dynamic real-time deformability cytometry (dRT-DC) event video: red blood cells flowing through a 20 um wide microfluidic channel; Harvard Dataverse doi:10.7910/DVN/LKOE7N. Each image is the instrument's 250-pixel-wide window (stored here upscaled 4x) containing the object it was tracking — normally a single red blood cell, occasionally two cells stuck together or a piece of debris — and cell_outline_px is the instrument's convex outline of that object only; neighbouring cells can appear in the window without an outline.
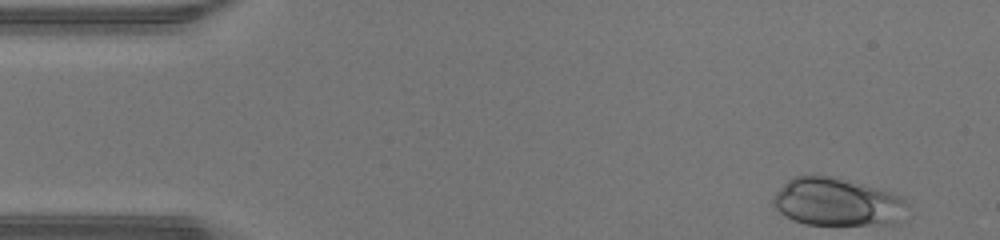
{"species": "human", "species_latin": "Homo sapiens", "temperature_condition": "warm", "stored_images_in_passage": 35, "camera_frame_rate_fps": 3000, "um_per_image_px": 0.085, "donor": {"sex": "male"}, "frame": {"image": 1, "passage_image": 1, "time_ms": 0.0, "image_size_px": [1000, 240], "cell_outline_px": [[912, 216], [900, 224], [804, 224], [792, 220], [784, 216], [776, 208], [772, 200], [772, 196], [792, 176], [840, 176], [900, 196], [908, 204]], "centroid_in_image_um": [71.26, 17.19], "position_along_channel_um": 13.7, "area_um2": 38.26}}
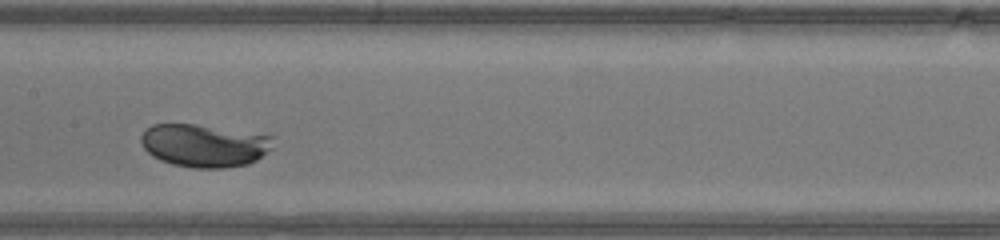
{"frame": {"image": 2, "passage_image": 21, "time_ms": 6.667, "image_size_px": [1000, 240], "cell_outline_px": [[276, 136], [272, 148], [256, 160], [248, 164], [228, 168], [192, 168], [172, 164], [160, 160], [152, 156], [144, 148], [140, 140], [140, 136], [152, 124], [196, 124]], "centroid_in_image_um": [17.39, 12.37], "position_along_channel_um": 190.0, "area_um2": 33.23}}
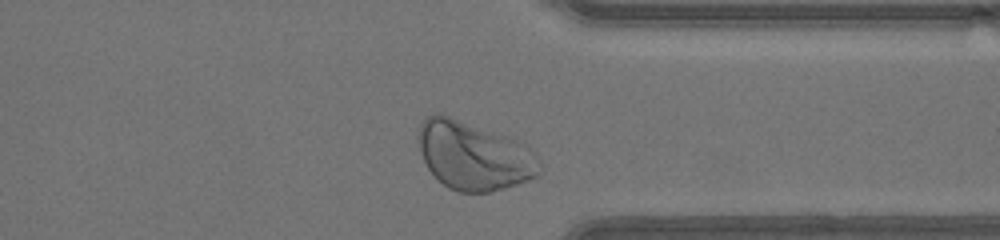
{"frame": {"image": 3, "passage_image": 34, "time_ms": 11.0, "image_size_px": [1000, 240], "cell_outline_px": [[544, 164], [540, 176], [504, 188], [488, 192], [460, 192], [448, 188], [436, 180], [428, 168], [420, 152], [416, 140], [416, 136], [420, 124], [428, 116], [436, 112], [440, 112], [516, 140], [524, 144]], "centroid_in_image_um": [40.25, 13.24], "position_along_channel_um": 371.1, "area_um2": 48.84}, "authors_computed_cell_mechanics": {"area_um2": 34.9112, "velocity_mm_per_s": 4.2806, "shape_relaxation_time_tau1_ms": 0.8073, "shape_relaxation_time_tau2_ms": null, "deformation_change_tau1": 0.1145, "deformation_change_tau2": null}}